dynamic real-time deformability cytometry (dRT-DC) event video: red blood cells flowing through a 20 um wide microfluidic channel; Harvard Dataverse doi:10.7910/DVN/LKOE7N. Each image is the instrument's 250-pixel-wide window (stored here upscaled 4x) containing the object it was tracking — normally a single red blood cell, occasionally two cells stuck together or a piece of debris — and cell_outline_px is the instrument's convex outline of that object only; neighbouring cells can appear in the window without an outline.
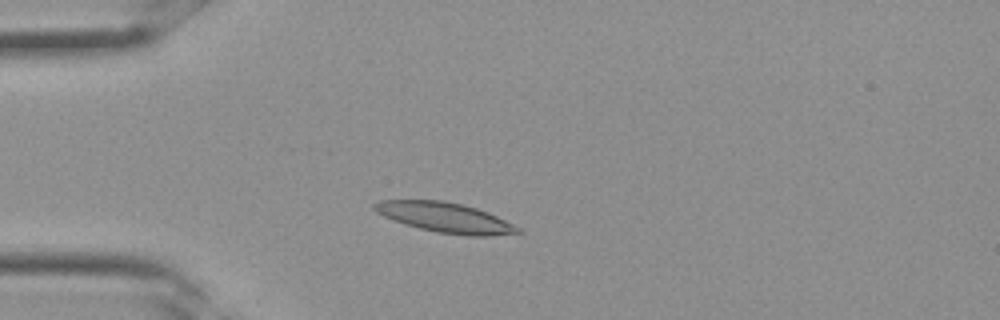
{"species": "Egyptian fruit bat (a non-hibernating species)", "species_latin": "Rousettus aegyptiacus", "temperature_condition": "room temperature", "stored_images_in_passage": 31, "camera_frame_rate_fps": 3000, "um_per_image_px": 0.085, "frame": {"image": 1, "passage_image": 6, "time_ms": 1.667, "image_size_px": [1000, 320], "cell_outline_px": [[524, 232], [488, 236], [468, 236], [436, 232], [404, 224], [384, 216], [376, 212], [372, 208], [372, 204], [380, 200], [444, 200], [476, 208], [488, 212], [520, 228]], "centroid_in_image_um": [37.82, 18.49], "position_along_channel_um": 47.2, "area_um2": 24.97}}
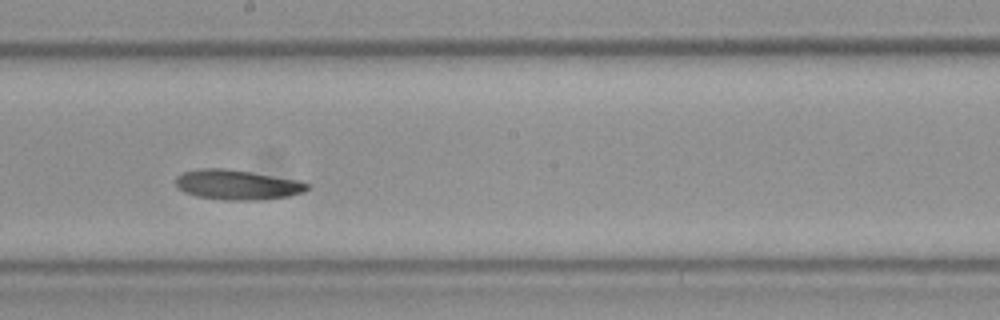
{"frame": {"image": 2, "passage_image": 16, "time_ms": 5.0, "image_size_px": [1000, 320], "cell_outline_px": [[312, 184], [304, 192], [288, 196], [260, 200], [224, 200], [196, 196], [184, 192], [176, 188], [176, 176], [184, 172], [200, 168], [224, 168], [252, 172], [300, 180]], "centroid_in_image_um": [20.17, 15.7], "position_along_channel_um": 228.0, "area_um2": 23.18}}
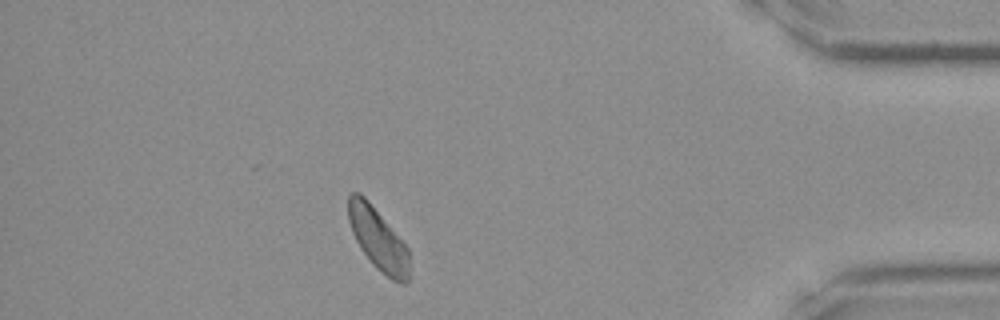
{"frame": {"image": 3, "passage_image": 27, "time_ms": 8.667, "image_size_px": [1000, 320], "cell_outline_px": [[408, 284], [404, 284], [392, 280], [376, 268], [372, 264], [360, 248], [352, 232], [348, 220], [348, 196], [352, 192], [356, 192], [364, 196], [368, 200], [408, 248]], "centroid_in_image_um": [32.11, 20.33], "position_along_channel_um": 403.1, "area_um2": 21.79}}